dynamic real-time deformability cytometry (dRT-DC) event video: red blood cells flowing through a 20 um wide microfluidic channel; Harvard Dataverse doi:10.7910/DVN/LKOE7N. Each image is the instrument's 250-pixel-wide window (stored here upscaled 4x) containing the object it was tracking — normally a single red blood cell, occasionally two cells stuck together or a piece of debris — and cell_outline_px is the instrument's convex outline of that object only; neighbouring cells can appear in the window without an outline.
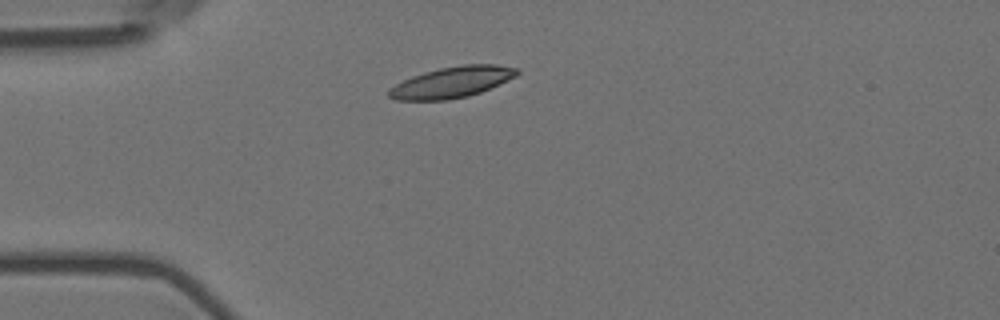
{"species": "Egyptian fruit bat (a non-hibernating species)", "species_latin": "Rousettus aegyptiacus", "temperature_condition": "room temperature", "stored_images_in_passage": 5, "camera_frame_rate_fps": 3000, "um_per_image_px": 0.085, "animal": {"sex": "female"}, "frame": {"image": 1, "passage_image": 1, "time_ms": 0.0, "image_size_px": [1000, 320], "cell_outline_px": [[520, 72], [516, 76], [480, 92], [468, 96], [448, 100], [396, 100], [388, 96], [388, 88], [412, 76], [424, 72], [440, 68], [464, 64], [496, 64], [520, 68]], "centroid_in_image_um": [38.42, 6.98], "position_along_channel_um": 46.6, "area_um2": 23.12}}
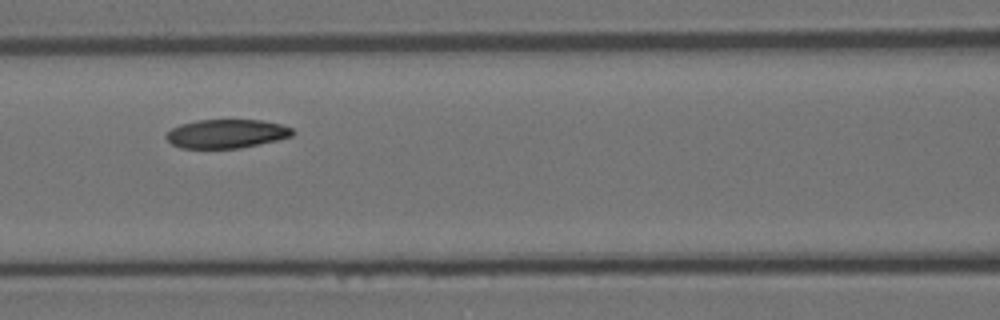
{"frame": {"image": 2, "passage_image": 4, "time_ms": 1.0, "image_size_px": [1000, 320], "cell_outline_px": [[296, 132], [292, 136], [276, 140], [240, 148], [180, 148], [172, 144], [164, 136], [172, 128], [180, 124], [196, 120], [260, 120], [280, 124], [292, 128]], "centroid_in_image_um": [19.24, 11.36], "position_along_channel_um": 147.4, "area_um2": 21.15}}
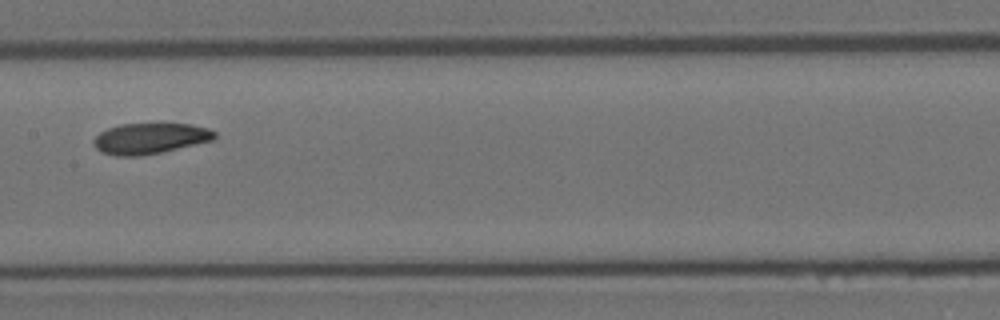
{"frame": {"image": 3, "passage_image": 5, "time_ms": 1.333, "image_size_px": [1000, 320], "cell_outline_px": [[216, 136], [212, 140], [196, 144], [160, 152], [140, 156], [116, 156], [100, 152], [92, 144], [92, 140], [100, 132], [108, 128], [120, 124], [192, 124], [208, 128], [216, 132]], "centroid_in_image_um": [12.71, 11.77], "position_along_channel_um": 194.7, "area_um2": 21.68}}